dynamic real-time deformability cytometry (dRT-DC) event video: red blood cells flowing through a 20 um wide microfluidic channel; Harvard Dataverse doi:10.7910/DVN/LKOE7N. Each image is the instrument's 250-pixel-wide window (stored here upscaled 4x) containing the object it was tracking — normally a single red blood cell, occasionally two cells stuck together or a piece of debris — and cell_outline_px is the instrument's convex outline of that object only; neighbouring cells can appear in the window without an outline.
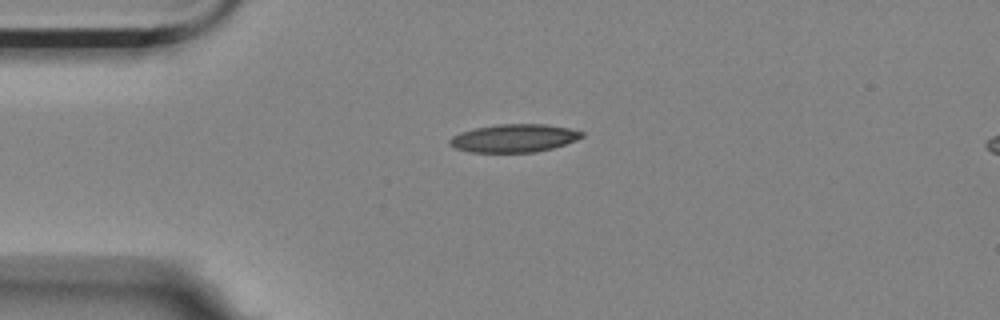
{"species": "Egyptian fruit bat (a non-hibernating species)", "species_latin": "Rousettus aegyptiacus", "temperature_condition": "room temperature", "stored_images_in_passage": 2, "camera_frame_rate_fps": 3000, "um_per_image_px": 0.085, "animal": {"sex": "female"}, "frame": {"image": 1, "passage_image": 1, "time_ms": 0.0, "image_size_px": [1000, 320], "cell_outline_px": [[584, 136], [576, 140], [552, 148], [536, 152], [468, 152], [456, 148], [448, 144], [448, 140], [452, 136], [460, 132], [476, 128], [496, 124], [544, 124], [568, 128], [584, 132]], "centroid_in_image_um": [43.67, 11.74], "position_along_channel_um": 41.3, "area_um2": 21.56}}